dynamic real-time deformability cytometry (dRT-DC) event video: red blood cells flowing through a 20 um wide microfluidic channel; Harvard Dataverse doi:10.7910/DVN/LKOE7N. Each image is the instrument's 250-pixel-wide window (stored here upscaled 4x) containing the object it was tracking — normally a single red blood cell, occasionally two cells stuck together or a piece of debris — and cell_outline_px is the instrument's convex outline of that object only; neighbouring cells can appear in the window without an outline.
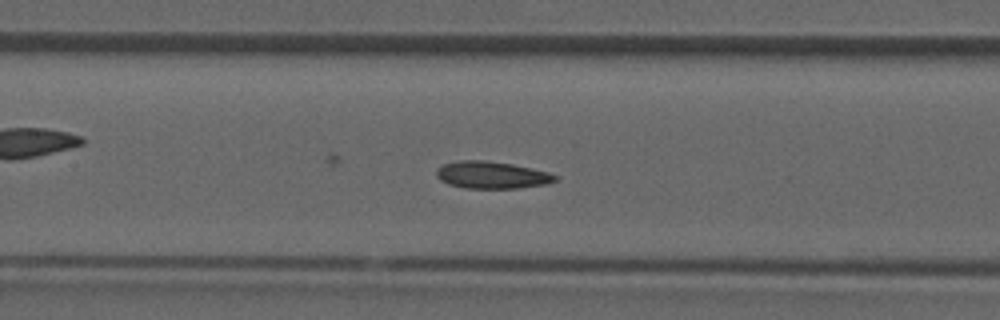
{"species": "common noctule bat (a hibernating species)", "species_latin": "Nyctalus noctula", "temperature_condition": "room temperature", "stored_images_in_passage": 40, "camera_frame_rate_fps": 3000, "um_per_image_px": 0.085, "animal": {"sex": "male", "forearm_length_mm": 52.5}, "frame": {"image": 1, "passage_image": 17, "time_ms": 5.333, "image_size_px": [1000, 320], "cell_outline_px": [[556, 180], [548, 184], [520, 188], [464, 188], [448, 184], [440, 180], [436, 176], [436, 168], [444, 164], [460, 160], [484, 160], [512, 164], [532, 168], [548, 172], [556, 176]], "centroid_in_image_um": [41.78, 14.88], "position_along_channel_um": 165.6, "area_um2": 18.84}}